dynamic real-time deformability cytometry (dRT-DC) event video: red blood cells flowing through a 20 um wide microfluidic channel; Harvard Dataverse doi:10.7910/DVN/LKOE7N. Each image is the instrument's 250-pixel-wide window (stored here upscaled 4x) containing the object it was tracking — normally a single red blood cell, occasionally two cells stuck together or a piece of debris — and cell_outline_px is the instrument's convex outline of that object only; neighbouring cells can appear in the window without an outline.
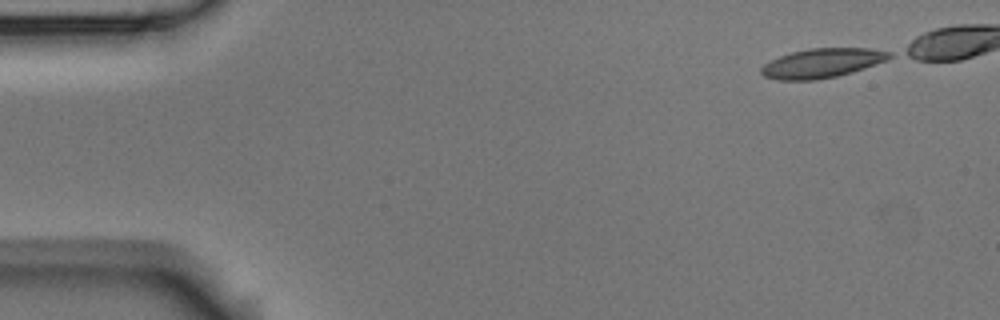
{"species": "Egyptian fruit bat (a non-hibernating species)", "species_latin": "Rousettus aegyptiacus", "temperature_condition": "room temperature", "stored_images_in_passage": 5, "camera_frame_rate_fps": 3000, "um_per_image_px": 0.085, "animal": {"sex": "male"}, "frame": {"image": 1, "passage_image": 1, "time_ms": 0.0, "image_size_px": [1000, 320], "cell_outline_px": [[892, 56], [884, 60], [864, 68], [852, 72], [836, 76], [816, 80], [776, 80], [764, 76], [760, 72], [760, 68], [764, 64], [780, 56], [792, 52], [808, 48], [868, 48], [892, 52]], "centroid_in_image_um": [69.84, 5.36], "position_along_channel_um": 15.2, "area_um2": 21.73}}